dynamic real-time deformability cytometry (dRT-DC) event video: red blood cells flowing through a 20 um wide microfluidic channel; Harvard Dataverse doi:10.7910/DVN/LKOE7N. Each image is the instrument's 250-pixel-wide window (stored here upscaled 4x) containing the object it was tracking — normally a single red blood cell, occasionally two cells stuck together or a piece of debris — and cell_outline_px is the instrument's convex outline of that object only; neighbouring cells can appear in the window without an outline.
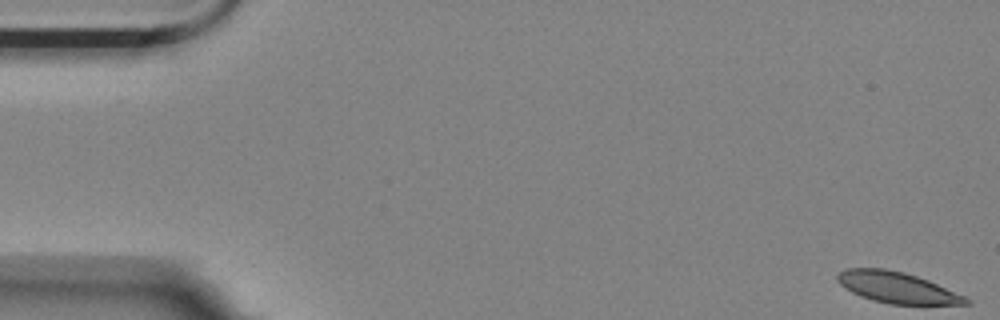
{"species": "Egyptian fruit bat (a non-hibernating species)", "species_latin": "Rousettus aegyptiacus", "temperature_condition": "room temperature", "stored_images_in_passage": 13, "camera_frame_rate_fps": 3000, "um_per_image_px": 0.085, "animal": {"sex": "female"}, "frame": {"image": 1, "passage_image": 1, "time_ms": 0.0, "image_size_px": [1000, 320], "cell_outline_px": [[972, 304], [888, 304], [872, 300], [860, 296], [844, 288], [836, 280], [836, 276], [844, 268], [884, 268], [904, 272], [928, 280], [964, 296], [972, 300]], "centroid_in_image_um": [76.22, 24.44], "position_along_channel_um": 8.8, "area_um2": 23.24}}